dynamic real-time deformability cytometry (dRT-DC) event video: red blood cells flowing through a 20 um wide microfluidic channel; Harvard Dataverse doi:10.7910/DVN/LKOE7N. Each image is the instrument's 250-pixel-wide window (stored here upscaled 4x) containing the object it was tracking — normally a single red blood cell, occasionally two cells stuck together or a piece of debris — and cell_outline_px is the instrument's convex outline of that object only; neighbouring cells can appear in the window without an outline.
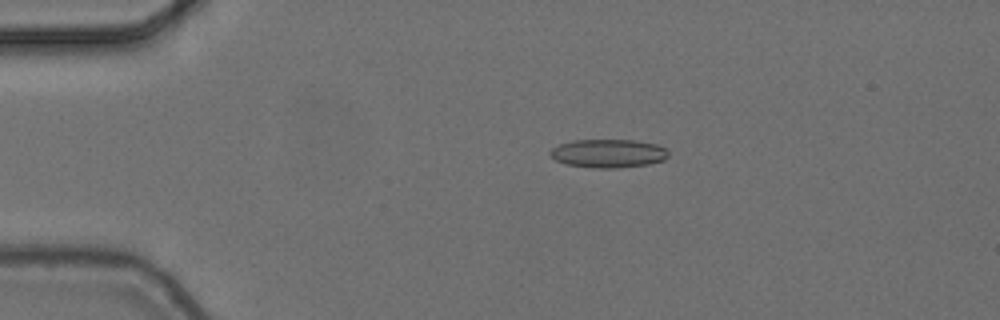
{"species": "common noctule bat (a hibernating species)", "species_latin": "Nyctalus noctula", "temperature_condition": "cold", "stored_images_in_passage": 5, "camera_frame_rate_fps": 3000, "um_per_image_px": 0.085, "animal": {"sex": "female", "body_mass_g": 24.6, "forearm_length_mm": 56.2}, "frame": {"image": 1, "passage_image": 3, "time_ms": 0.667, "image_size_px": [1000, 320], "cell_outline_px": [[668, 156], [664, 160], [648, 164], [616, 168], [592, 168], [564, 164], [556, 160], [548, 152], [552, 148], [560, 144], [572, 140], [632, 140], [656, 144], [664, 148], [668, 152]], "centroid_in_image_um": [51.68, 13.04], "position_along_channel_um": 33.3, "area_um2": 19.59}}
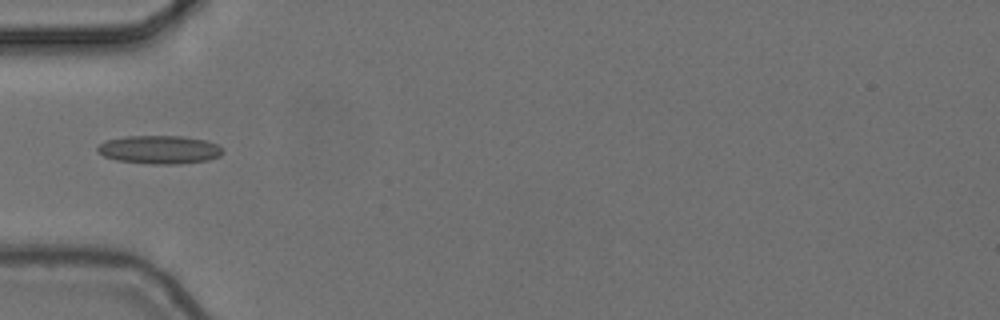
{"frame": {"image": 2, "passage_image": 5, "time_ms": 1.333, "image_size_px": [1000, 320], "cell_outline_px": [[224, 152], [220, 156], [208, 160], [180, 164], [152, 164], [116, 160], [104, 156], [96, 148], [100, 144], [108, 140], [124, 136], [184, 136], [204, 140], [216, 144], [224, 148]], "centroid_in_image_um": [13.6, 12.72], "position_along_channel_um": 71.4, "area_um2": 20.69}}